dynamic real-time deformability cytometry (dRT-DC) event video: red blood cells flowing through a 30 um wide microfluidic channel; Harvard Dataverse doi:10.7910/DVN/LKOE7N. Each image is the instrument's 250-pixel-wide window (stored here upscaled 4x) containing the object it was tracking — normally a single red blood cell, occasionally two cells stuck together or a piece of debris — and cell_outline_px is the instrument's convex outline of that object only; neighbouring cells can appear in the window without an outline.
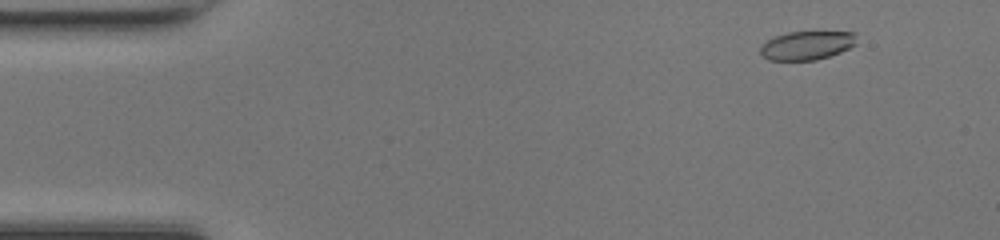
{"species": "common noctule bat (a hibernating species)", "species_latin": "Nyctalus noctula", "temperature_condition": "room temperature", "stored_images_in_passage": 47, "camera_frame_rate_fps": 3000, "um_per_image_px": 0.085, "animal": {"sex": "female", "body_mass_g": 17.0, "forearm_length_mm": 48.0}, "frame": {"image": 1, "passage_image": 4, "time_ms": 1.0, "image_size_px": [1000, 240], "cell_outline_px": [[856, 44], [840, 52], [816, 60], [768, 60], [760, 52], [760, 48], [768, 40], [776, 36], [788, 32], [852, 32]], "centroid_in_image_um": [68.56, 3.87], "position_along_channel_um": 16.4, "area_um2": 15.72}}
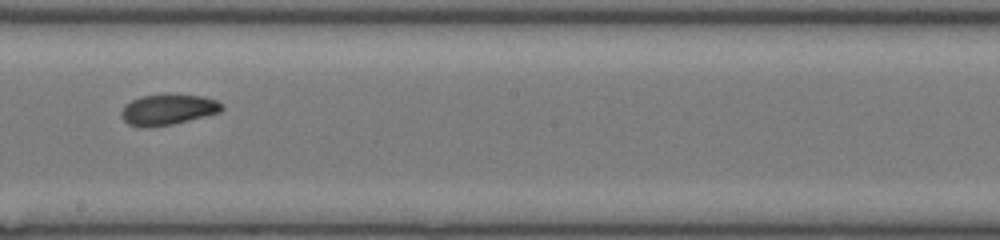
{"frame": {"image": 2, "passage_image": 27, "time_ms": 8.667, "image_size_px": [1000, 240], "cell_outline_px": [[224, 108], [220, 112], [172, 124], [148, 128], [144, 128], [128, 124], [120, 116], [120, 112], [124, 104], [140, 96], [204, 96], [216, 100], [224, 104]], "centroid_in_image_um": [14.24, 9.34], "position_along_channel_um": 234.0, "area_um2": 17.69}}
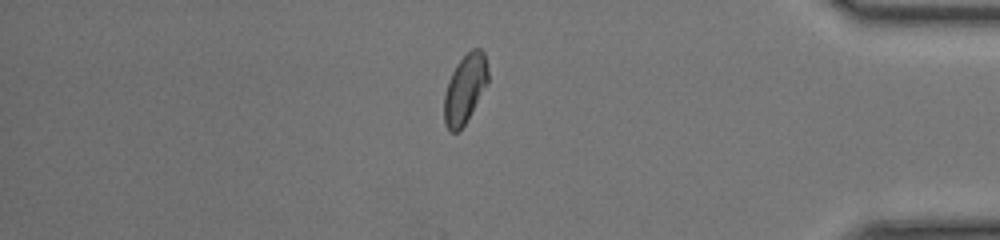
{"frame": {"image": 3, "passage_image": 41, "time_ms": 13.333, "image_size_px": [1000, 240], "cell_outline_px": [[488, 84], [464, 124], [456, 132], [448, 132], [444, 124], [444, 96], [448, 80], [456, 64], [472, 48], [480, 48], [484, 52], [488, 68]], "centroid_in_image_um": [39.52, 7.54], "position_along_channel_um": 395.7, "area_um2": 17.63}, "authors_computed_cell_mechanics": {"area_um2": 17.6868, "velocity_mm_per_s": 4.2182, "shape_relaxation_time_tau1_ms": 10.153, "shape_relaxation_time_tau2_ms": 3.6231, "deformation_change_tau1": 0.256, "deformation_change_tau2": 0.081}}